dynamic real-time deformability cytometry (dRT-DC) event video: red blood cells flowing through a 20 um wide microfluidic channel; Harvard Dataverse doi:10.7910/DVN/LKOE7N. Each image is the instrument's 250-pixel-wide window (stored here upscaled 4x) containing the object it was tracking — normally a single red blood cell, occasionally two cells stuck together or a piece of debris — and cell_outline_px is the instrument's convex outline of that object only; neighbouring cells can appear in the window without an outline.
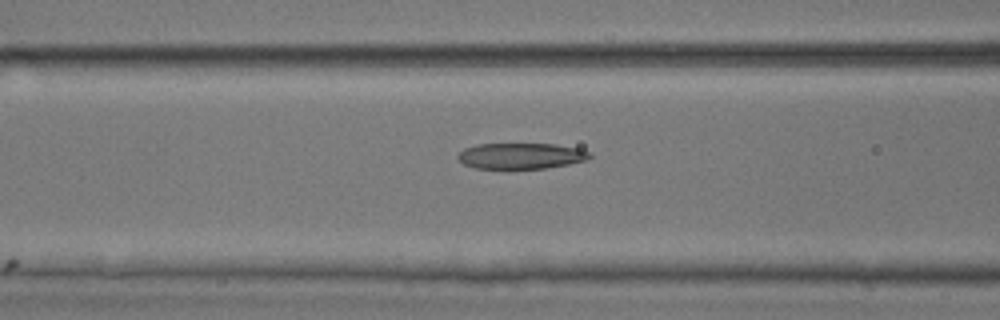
{"species": "common noctule bat (a hibernating species)", "species_latin": "Nyctalus noctula", "temperature_condition": "room temperature", "stored_images_in_passage": 14, "camera_frame_rate_fps": 3000, "um_per_image_px": 0.085, "animal": {"sex": "male", "body_mass_g": 17.9, "forearm_length_mm": 54.2}, "frame": {"image": 1, "passage_image": 10, "time_ms": 3.0, "image_size_px": [1000, 320], "cell_outline_px": [[592, 156], [588, 160], [568, 164], [544, 168], [476, 168], [464, 164], [456, 156], [464, 148], [476, 144], [556, 144], [580, 148], [592, 152]], "centroid_in_image_um": [44.33, 13.24], "position_along_channel_um": 122.3, "area_um2": 19.94}}
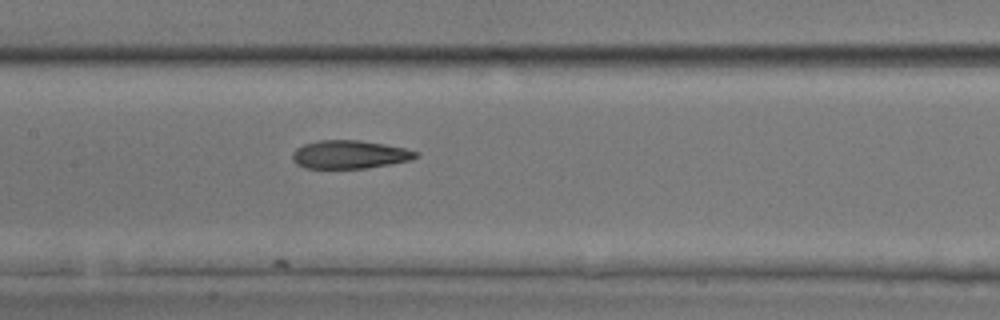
{"frame": {"image": 2, "passage_image": 14, "time_ms": 4.333, "image_size_px": [1000, 320], "cell_outline_px": [[420, 156], [408, 160], [368, 168], [304, 168], [296, 164], [292, 160], [292, 152], [296, 148], [304, 144], [320, 140], [360, 140], [384, 144], [404, 148], [420, 152]], "centroid_in_image_um": [29.69, 13.13], "position_along_channel_um": 177.7, "area_um2": 20.35}}